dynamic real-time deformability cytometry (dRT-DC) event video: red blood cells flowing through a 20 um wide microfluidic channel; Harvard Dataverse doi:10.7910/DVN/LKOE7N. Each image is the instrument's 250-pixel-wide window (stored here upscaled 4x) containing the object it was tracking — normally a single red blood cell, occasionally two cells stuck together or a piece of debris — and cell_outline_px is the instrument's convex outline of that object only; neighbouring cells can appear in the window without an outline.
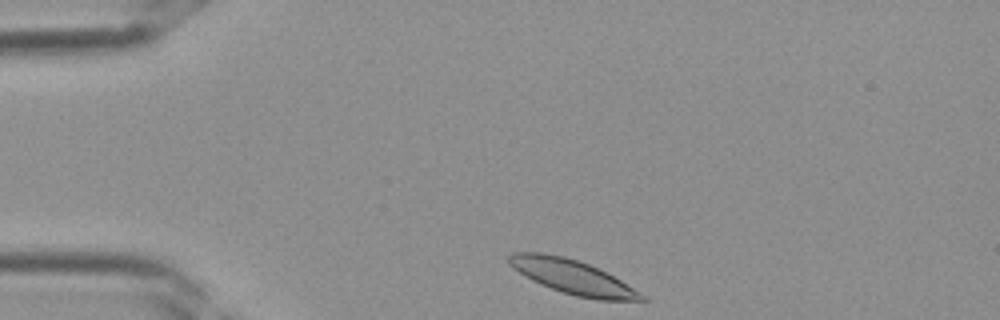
{"species": "Egyptian fruit bat (a non-hibernating species)", "species_latin": "Rousettus aegyptiacus", "temperature_condition": "room temperature", "stored_images_in_passage": 26, "camera_frame_rate_fps": 3000, "um_per_image_px": 0.085, "frame": {"image": 1, "passage_image": 1, "time_ms": 0.0, "image_size_px": [1000, 320], "cell_outline_px": [[648, 300], [596, 300], [576, 296], [552, 288], [532, 280], [524, 276], [512, 268], [508, 264], [508, 256], [512, 252], [544, 252], [564, 256], [588, 264], [620, 280], [640, 292]], "centroid_in_image_um": [48.6, 23.52], "position_along_channel_um": 36.4, "area_um2": 26.07}}
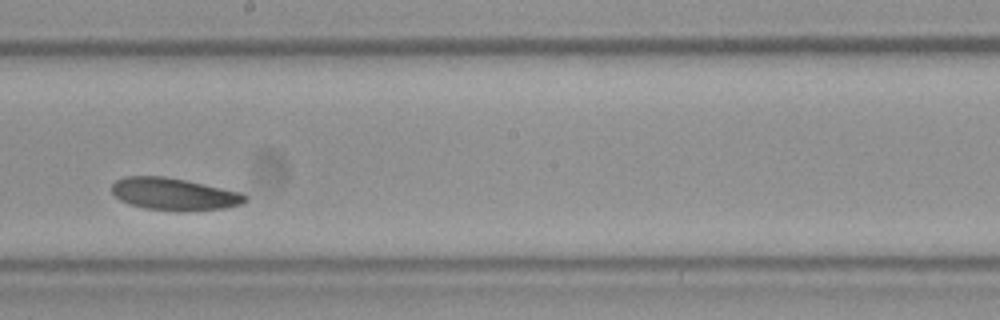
{"frame": {"image": 2, "passage_image": 15, "time_ms": 4.667, "image_size_px": [1000, 320], "cell_outline_px": [[248, 200], [240, 204], [224, 208], [144, 208], [128, 204], [120, 200], [112, 192], [112, 184], [116, 180], [124, 176], [164, 176], [184, 180], [240, 192], [248, 196]], "centroid_in_image_um": [14.73, 16.44], "position_along_channel_um": 233.5, "area_um2": 23.93}}
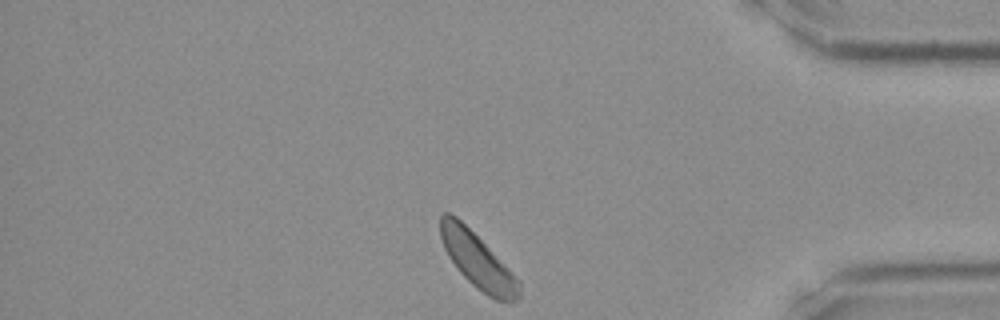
{"frame": {"image": 3, "passage_image": 26, "time_ms": 8.333, "image_size_px": [1000, 320], "cell_outline_px": [[520, 296], [516, 300], [496, 300], [488, 296], [476, 288], [460, 272], [448, 256], [444, 248], [440, 236], [440, 216], [444, 212], [448, 212], [456, 216], [520, 280]], "centroid_in_image_um": [40.57, 22.16], "position_along_channel_um": 394.6, "area_um2": 24.68}}